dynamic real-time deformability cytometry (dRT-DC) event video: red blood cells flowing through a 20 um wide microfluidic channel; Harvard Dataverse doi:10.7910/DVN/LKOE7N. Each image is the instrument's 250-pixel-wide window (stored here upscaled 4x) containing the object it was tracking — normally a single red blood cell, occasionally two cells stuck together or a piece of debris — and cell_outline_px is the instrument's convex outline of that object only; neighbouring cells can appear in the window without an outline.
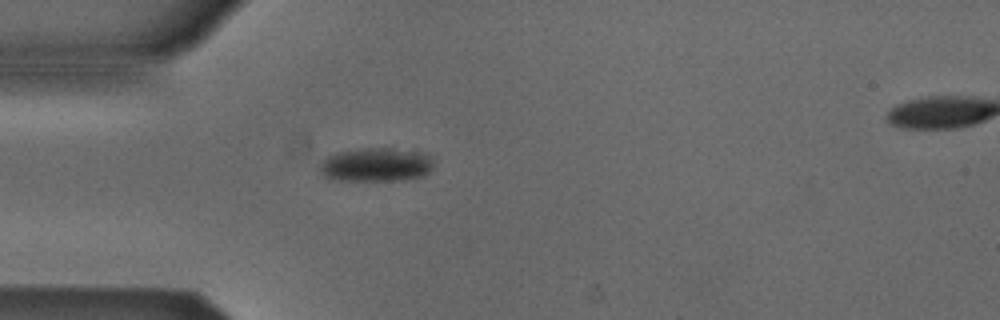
{"species": "Egyptian fruit bat (a non-hibernating species)", "species_latin": "Rousettus aegyptiacus", "temperature_condition": "cold", "stored_images_in_passage": 37, "camera_frame_rate_fps": 3000, "um_per_image_px": 0.085, "animal": {"sex": "male"}, "frame": {"image": 1, "passage_image": 1, "time_ms": 0.0, "image_size_px": [1000, 320], "cell_outline_px": [[432, 168], [424, 176], [396, 180], [340, 180], [324, 176], [320, 172], [320, 164], [328, 156], [336, 152], [364, 148], [416, 148], [432, 156]], "centroid_in_image_um": [32.04, 13.96], "position_along_channel_um": 53.0, "area_um2": 22.72}}
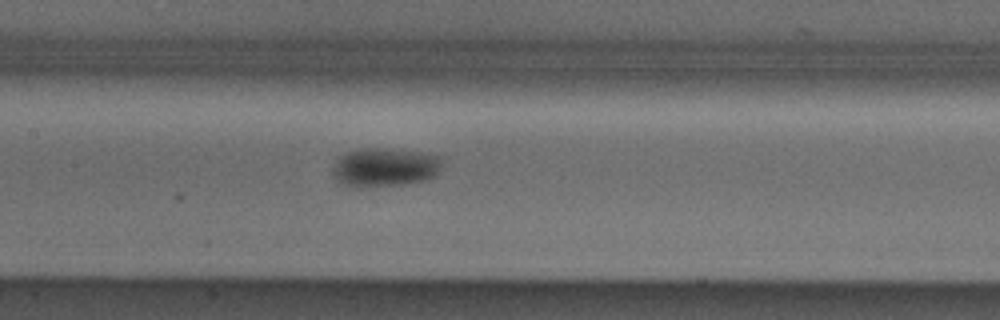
{"frame": {"image": 2, "passage_image": 11, "time_ms": 3.333, "image_size_px": [1000, 320], "cell_outline_px": [[440, 164], [436, 172], [432, 176], [424, 180], [404, 184], [360, 188], [352, 188], [340, 184], [332, 176], [332, 168], [336, 160], [340, 156], [348, 152], [360, 148], [380, 148], [420, 152], [440, 156]], "centroid_in_image_um": [32.59, 14.24], "position_along_channel_um": 174.8, "area_um2": 24.8}}
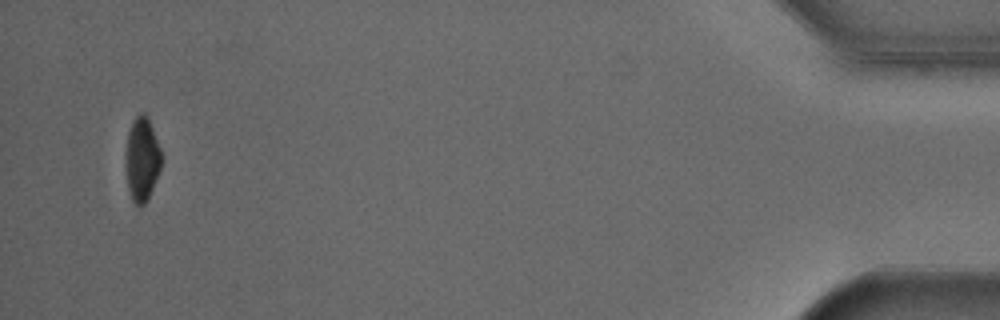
{"frame": {"image": 3, "passage_image": 37, "time_ms": 12.0, "image_size_px": [1000, 320], "cell_outline_px": [[160, 168], [152, 188], [144, 204], [140, 208], [132, 200], [128, 188], [128, 132], [136, 116], [140, 112], [144, 112], [148, 116], [160, 148]], "centroid_in_image_um": [12.1, 13.51], "position_along_channel_um": 423.1, "area_um2": 16.53}, "authors_computed_cell_mechanics": {"area_um2": 22.4264, "velocity_mm_per_s": 3.8696, "shape_relaxation_time_tau1_ms": 2.1031, "shape_relaxation_time_tau2_ms": null, "deformation_change_tau1": 0.0702, "deformation_change_tau2": null}}